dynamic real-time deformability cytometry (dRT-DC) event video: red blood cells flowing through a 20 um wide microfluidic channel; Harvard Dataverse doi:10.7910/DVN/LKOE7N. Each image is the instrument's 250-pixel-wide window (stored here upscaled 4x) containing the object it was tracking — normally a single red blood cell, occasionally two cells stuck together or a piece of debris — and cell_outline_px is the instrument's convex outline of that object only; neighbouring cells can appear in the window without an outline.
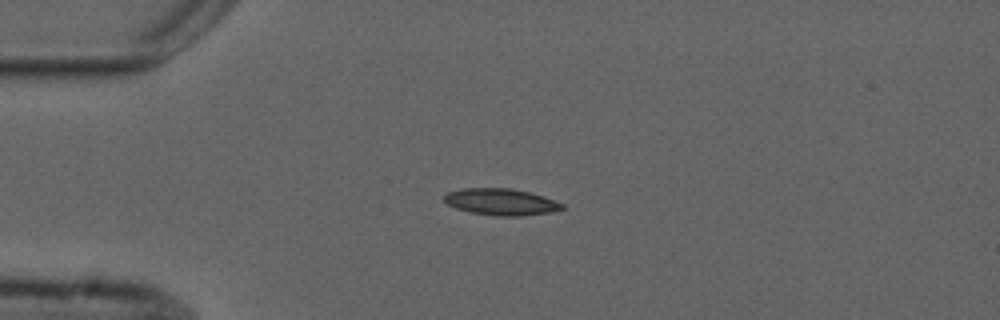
{"species": "common noctule bat (a hibernating species)", "species_latin": "Nyctalus noctula", "temperature_condition": "cold", "stored_images_in_passage": 3, "camera_frame_rate_fps": 3000, "um_per_image_px": 0.085, "animal": {"sex": "male", "forearm_length_mm": 52.5}, "frame": {"image": 1, "passage_image": 2, "time_ms": 1.333, "image_size_px": [1000, 320], "cell_outline_px": [[564, 208], [548, 212], [520, 216], [496, 216], [472, 212], [456, 208], [448, 204], [444, 200], [444, 196], [448, 192], [460, 188], [512, 188], [532, 192], [544, 196], [564, 204]], "centroid_in_image_um": [42.59, 17.14], "position_along_channel_um": 42.4, "area_um2": 18.26}}